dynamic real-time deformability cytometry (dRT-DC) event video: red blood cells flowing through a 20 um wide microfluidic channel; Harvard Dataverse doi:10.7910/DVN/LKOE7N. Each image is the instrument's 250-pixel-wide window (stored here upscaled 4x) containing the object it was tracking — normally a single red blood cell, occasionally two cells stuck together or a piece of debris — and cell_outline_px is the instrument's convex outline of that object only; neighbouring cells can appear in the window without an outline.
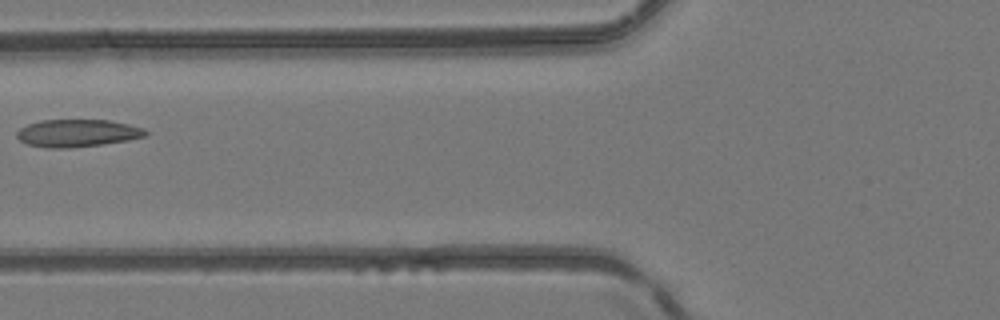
{"species": "common noctule bat (a hibernating species)", "species_latin": "Nyctalus noctula", "temperature_condition": "room temperature", "stored_images_in_passage": 5, "camera_frame_rate_fps": 3000, "um_per_image_px": 0.085, "animal": {"sex": "female", "body_mass_g": 24.6, "forearm_length_mm": 56.2}, "frame": {"image": 1, "passage_image": 5, "time_ms": 4.667, "image_size_px": [1000, 320], "cell_outline_px": [[148, 132], [144, 136], [128, 140], [100, 144], [68, 148], [48, 148], [28, 144], [20, 140], [16, 136], [16, 132], [20, 128], [28, 124], [40, 120], [108, 120], [128, 124], [144, 128]], "centroid_in_image_um": [6.55, 11.31], "position_along_channel_um": 119.3, "area_um2": 20.46}}